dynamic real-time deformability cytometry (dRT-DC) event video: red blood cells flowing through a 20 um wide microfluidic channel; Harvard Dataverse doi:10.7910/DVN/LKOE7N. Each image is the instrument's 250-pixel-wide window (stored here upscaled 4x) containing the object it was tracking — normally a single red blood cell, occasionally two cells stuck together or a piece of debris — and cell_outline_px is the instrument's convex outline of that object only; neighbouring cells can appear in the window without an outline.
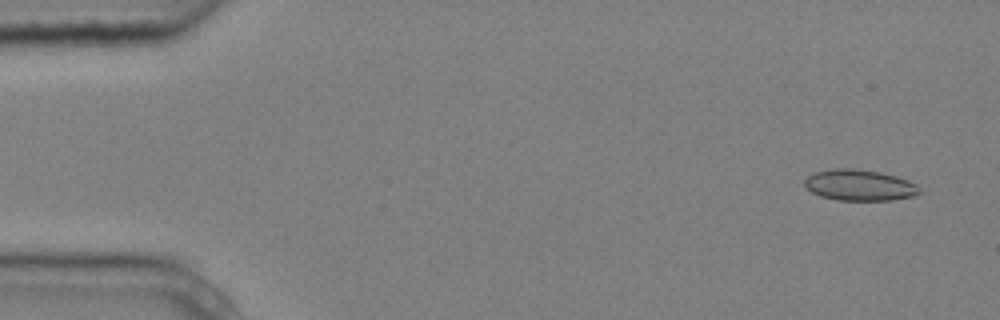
{"species": "common noctule bat (a hibernating species)", "species_latin": "Nyctalus noctula", "temperature_condition": "cold", "stored_images_in_passage": 6, "camera_frame_rate_fps": 3000, "um_per_image_px": 0.085, "animal": {"sex": "male", "body_mass_g": 20.4}, "frame": {"image": 1, "passage_image": 1, "time_ms": 0.0, "image_size_px": [1000, 320], "cell_outline_px": [[924, 192], [916, 196], [892, 200], [836, 200], [820, 196], [804, 188], [804, 180], [812, 172], [832, 168], [852, 168], [880, 172], [896, 176], [908, 180], [916, 184]], "centroid_in_image_um": [73.06, 15.74], "position_along_channel_um": 11.9, "area_um2": 21.21}}
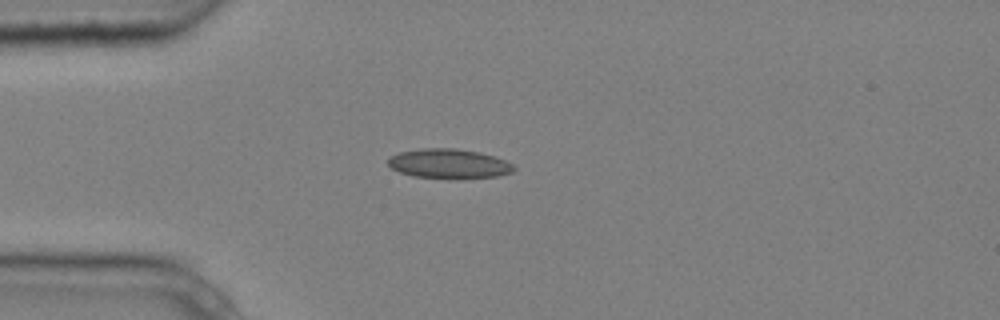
{"frame": {"image": 2, "passage_image": 4, "time_ms": 1.0, "image_size_px": [1000, 320], "cell_outline_px": [[516, 168], [512, 172], [496, 176], [456, 180], [412, 176], [400, 172], [392, 168], [388, 164], [388, 160], [392, 156], [400, 152], [420, 148], [456, 148], [480, 152], [496, 156], [512, 164]], "centroid_in_image_um": [38.18, 13.93], "position_along_channel_um": 46.8, "area_um2": 22.02}}
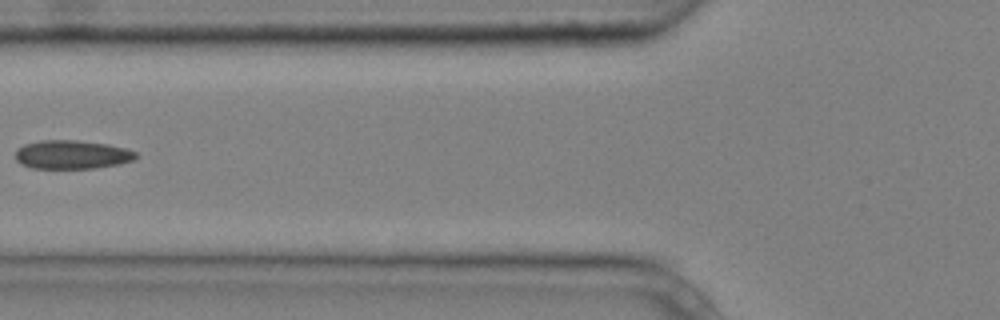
{"frame": {"image": 3, "passage_image": 6, "time_ms": 1.667, "image_size_px": [1000, 320], "cell_outline_px": [[140, 156], [132, 160], [120, 164], [96, 168], [32, 168], [20, 164], [16, 160], [16, 148], [24, 144], [40, 140], [76, 140], [108, 144], [124, 148], [136, 152]], "centroid_in_image_um": [6.11, 13.14], "position_along_channel_um": 119.7, "area_um2": 20.29}}